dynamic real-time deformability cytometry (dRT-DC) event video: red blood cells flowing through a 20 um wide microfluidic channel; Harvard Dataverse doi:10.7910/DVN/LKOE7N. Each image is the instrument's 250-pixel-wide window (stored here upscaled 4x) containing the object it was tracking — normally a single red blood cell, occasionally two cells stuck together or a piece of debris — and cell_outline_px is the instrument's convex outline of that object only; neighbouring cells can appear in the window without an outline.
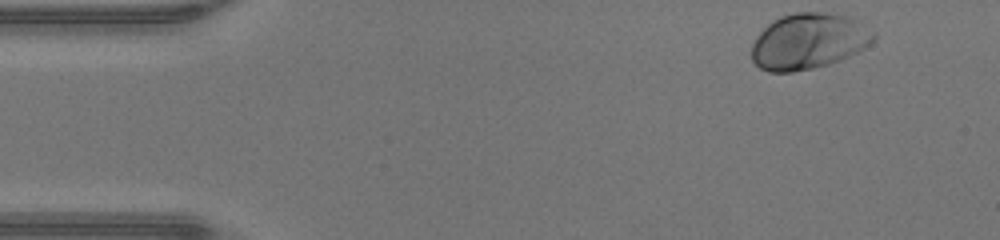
{"species": "human", "species_latin": "Homo sapiens", "temperature_condition": "warm", "stored_images_in_passage": 44, "camera_frame_rate_fps": 3000, "um_per_image_px": 0.085, "donor": {"sex": "male"}, "frame": {"image": 1, "passage_image": 1, "time_ms": 0.0, "image_size_px": [1000, 240], "cell_outline_px": [[876, 36], [864, 48], [840, 60], [828, 64], [812, 68], [792, 72], [768, 72], [760, 68], [752, 60], [748, 52], [756, 36], [772, 20], [780, 16], [796, 12], [824, 12], [848, 16], [872, 32]], "centroid_in_image_um": [68.64, 3.51], "position_along_channel_um": 16.4, "area_um2": 39.54}}
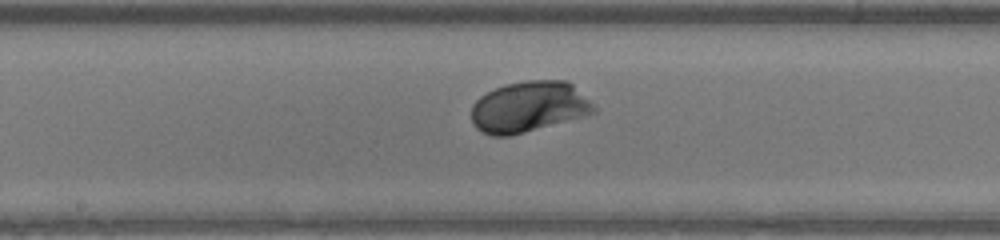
{"frame": {"image": 2, "passage_image": 21, "time_ms": 6.667, "image_size_px": [1000, 240], "cell_outline_px": [[596, 112], [584, 116], [524, 132], [508, 136], [492, 136], [476, 128], [472, 124], [472, 104], [480, 96], [504, 84], [524, 80], [568, 80], [596, 108]], "centroid_in_image_um": [44.92, 9.07], "position_along_channel_um": 203.3, "area_um2": 36.07}}
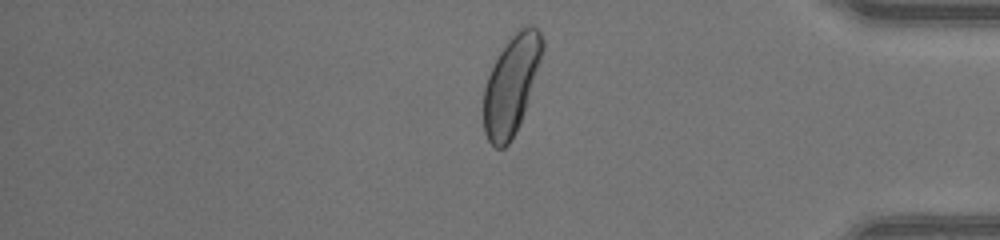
{"frame": {"image": 3, "passage_image": 36, "time_ms": 11.667, "image_size_px": [1000, 240], "cell_outline_px": [[544, 48], [528, 104], [520, 124], [508, 144], [504, 148], [496, 148], [488, 140], [484, 132], [484, 88], [488, 76], [500, 52], [508, 40], [520, 28], [528, 24], [532, 24], [540, 32], [544, 40]], "centroid_in_image_um": [43.48, 7.21], "position_along_channel_um": 391.7, "area_um2": 33.64}, "authors_computed_cell_mechanics": {"area_um2": 35.8649, "velocity_mm_per_s": 4.3358, "shape_relaxation_time_tau1_ms": 1.5357, "shape_relaxation_time_tau2_ms": null, "deformation_change_tau1": 0.1367, "deformation_change_tau2": null}}